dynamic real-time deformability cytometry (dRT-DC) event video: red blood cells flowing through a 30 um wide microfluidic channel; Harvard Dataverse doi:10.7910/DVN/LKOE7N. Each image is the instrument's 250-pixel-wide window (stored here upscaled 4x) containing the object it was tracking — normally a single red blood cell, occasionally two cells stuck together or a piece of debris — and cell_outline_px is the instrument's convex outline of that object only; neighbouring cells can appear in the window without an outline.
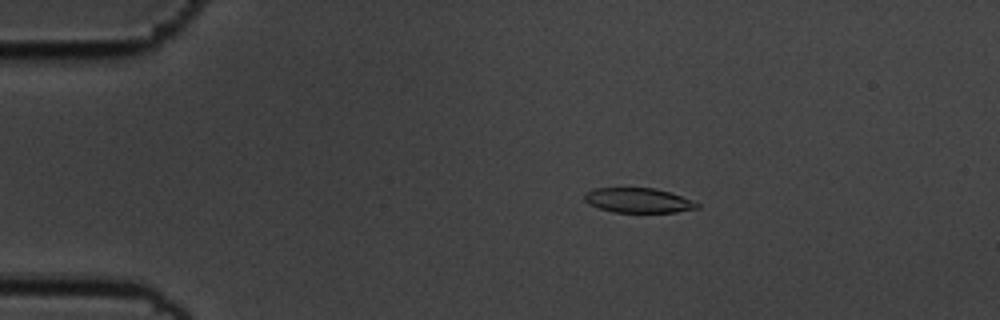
{"species": "common noctule bat (a hibernating species)", "species_latin": "Nyctalus noctula", "temperature_condition": "cold", "stored_images_in_passage": 56, "camera_frame_rate_fps": 3000, "um_per_image_px": 0.085, "animal": {"sex": "male", "body_mass_g": 19.5, "forearm_length_mm": 54.6}, "frame": {"image": 1, "passage_image": 11, "time_ms": 3.333, "image_size_px": [1000, 320], "cell_outline_px": [[700, 208], [676, 212], [612, 212], [588, 204], [584, 200], [584, 196], [588, 192], [596, 188], [656, 188], [692, 200], [700, 204]], "centroid_in_image_um": [54.27, 17.04], "position_along_channel_um": 30.7, "area_um2": 16.13}}
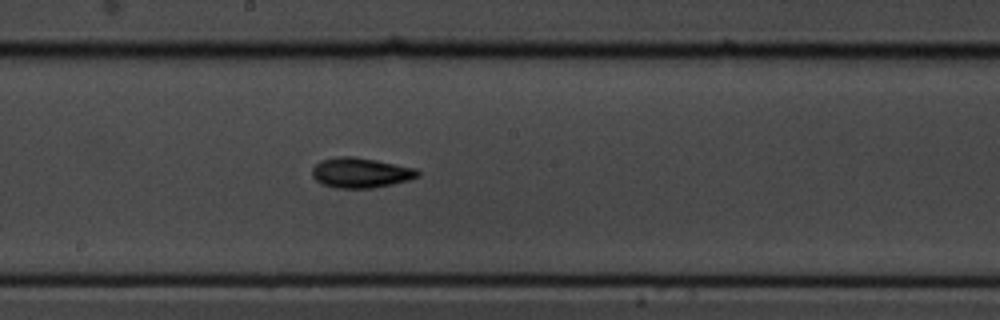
{"frame": {"image": 2, "passage_image": 31, "time_ms": 10.0, "image_size_px": [1000, 320], "cell_outline_px": [[420, 176], [408, 180], [392, 184], [372, 188], [336, 188], [320, 184], [312, 176], [312, 168], [320, 160], [336, 156], [352, 156], [376, 160], [416, 168], [420, 172]], "centroid_in_image_um": [30.63, 14.68], "position_along_channel_um": 217.6, "area_um2": 18.67}}
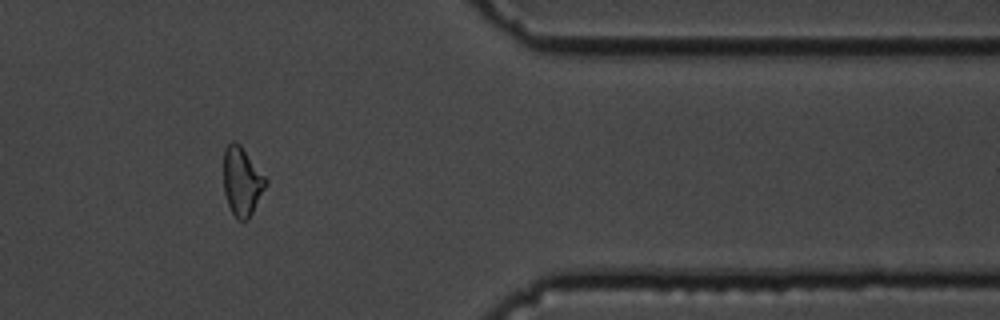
{"frame": {"image": 3, "passage_image": 47, "time_ms": 15.333, "image_size_px": [1000, 320], "cell_outline_px": [[268, 184], [248, 220], [236, 220], [228, 204], [224, 192], [224, 148], [232, 140], [240, 144], [268, 180]], "centroid_in_image_um": [20.57, 15.42], "position_along_channel_um": 390.8, "area_um2": 16.94}, "authors_computed_cell_mechanics": {"area_um2": 17.2822, "velocity_mm_per_s": 3.6117, "shape_relaxation_time_tau1_ms": 2.633, "shape_relaxation_time_tau2_ms": 6.9628, "deformation_change_tau1": 0.1075, "deformation_change_tau2": 0.1391}}